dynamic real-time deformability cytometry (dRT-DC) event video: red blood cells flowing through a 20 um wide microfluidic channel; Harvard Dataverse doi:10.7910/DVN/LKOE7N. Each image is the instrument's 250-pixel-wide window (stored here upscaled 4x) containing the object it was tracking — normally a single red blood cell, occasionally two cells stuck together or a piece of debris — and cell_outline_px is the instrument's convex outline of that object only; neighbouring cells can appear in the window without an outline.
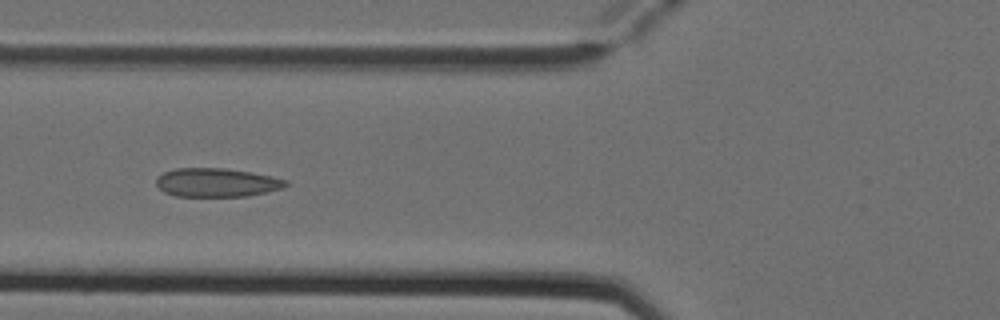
{"species": "Egyptian fruit bat (a non-hibernating species)", "species_latin": "Rousettus aegyptiacus", "temperature_condition": "cold", "stored_images_in_passage": 6, "camera_frame_rate_fps": 3000, "um_per_image_px": 0.085, "animal": {"sex": "female"}, "frame": {"image": 1, "passage_image": 6, "time_ms": 1.667, "image_size_px": [1000, 320], "cell_outline_px": [[288, 184], [284, 188], [248, 196], [176, 196], [164, 192], [156, 184], [156, 176], [164, 172], [176, 168], [224, 168], [252, 172], [272, 176], [288, 180]], "centroid_in_image_um": [18.43, 15.51], "position_along_channel_um": 107.4, "area_um2": 21.79}}